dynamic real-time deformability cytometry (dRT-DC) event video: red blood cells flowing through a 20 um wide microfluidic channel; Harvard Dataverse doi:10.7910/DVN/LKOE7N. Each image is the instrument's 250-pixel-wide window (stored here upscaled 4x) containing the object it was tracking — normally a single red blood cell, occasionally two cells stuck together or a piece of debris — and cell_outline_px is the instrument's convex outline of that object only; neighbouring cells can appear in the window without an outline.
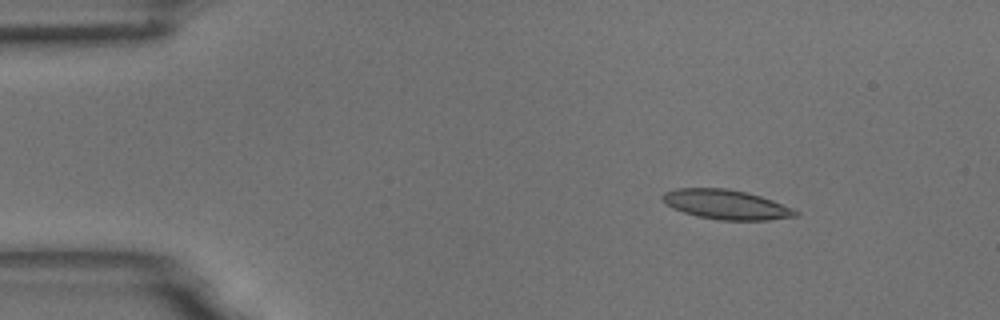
{"species": "common noctule bat (a hibernating species)", "species_latin": "Nyctalus noctula", "temperature_condition": "room temperature", "stored_images_in_passage": 6, "camera_frame_rate_fps": 3000, "um_per_image_px": 0.085, "animal": {"sex": "male", "body_mass_g": 18.8}, "frame": {"image": 1, "passage_image": 3, "time_ms": 0.667, "image_size_px": [1000, 320], "cell_outline_px": [[800, 212], [796, 216], [768, 220], [720, 220], [696, 216], [672, 208], [660, 196], [664, 192], [676, 188], [728, 188], [748, 192], [772, 200], [792, 208]], "centroid_in_image_um": [61.72, 17.38], "position_along_channel_um": 23.3, "area_um2": 22.89}}
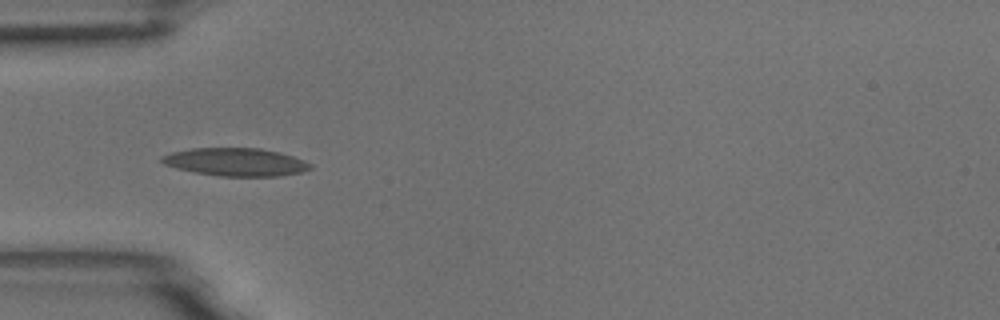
{"frame": {"image": 2, "passage_image": 6, "time_ms": 1.667, "image_size_px": [1000, 320], "cell_outline_px": [[312, 168], [300, 172], [280, 176], [220, 176], [196, 172], [176, 168], [164, 164], [160, 160], [160, 156], [172, 152], [192, 148], [260, 148], [280, 152], [304, 160], [312, 164]], "centroid_in_image_um": [20.04, 13.76], "position_along_channel_um": 65.0, "area_um2": 24.16}}